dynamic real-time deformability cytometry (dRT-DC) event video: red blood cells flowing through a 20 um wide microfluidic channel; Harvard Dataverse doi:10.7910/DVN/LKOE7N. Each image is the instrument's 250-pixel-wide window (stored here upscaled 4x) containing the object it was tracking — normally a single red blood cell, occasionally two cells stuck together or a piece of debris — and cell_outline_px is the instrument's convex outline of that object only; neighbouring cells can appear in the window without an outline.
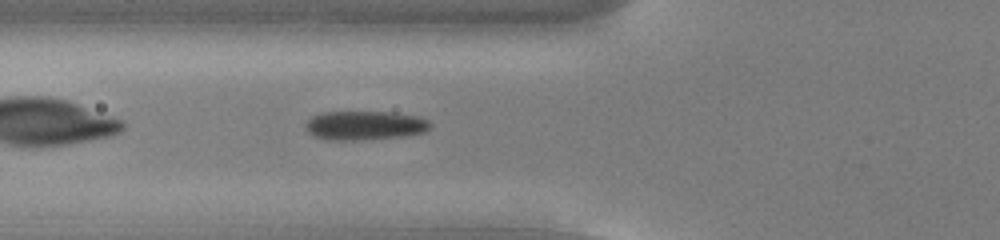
{"species": "common noctule bat (a hibernating species)", "species_latin": "Nyctalus noctula", "temperature_condition": "cold", "stored_images_in_passage": 38, "camera_frame_rate_fps": 3000, "um_per_image_px": 0.085, "animal": {"sex": "male", "body_mass_g": 13.0, "forearm_length_mm": 53.1}, "frame": {"image": 1, "passage_image": 4, "time_ms": 1.0, "image_size_px": [1000, 240], "cell_outline_px": [[432, 124], [424, 132], [404, 136], [356, 140], [328, 140], [316, 136], [308, 132], [304, 124], [312, 116], [320, 112], [392, 112], [420, 116], [428, 120]], "centroid_in_image_um": [31.01, 10.65], "position_along_channel_um": 94.8, "area_um2": 21.15}}
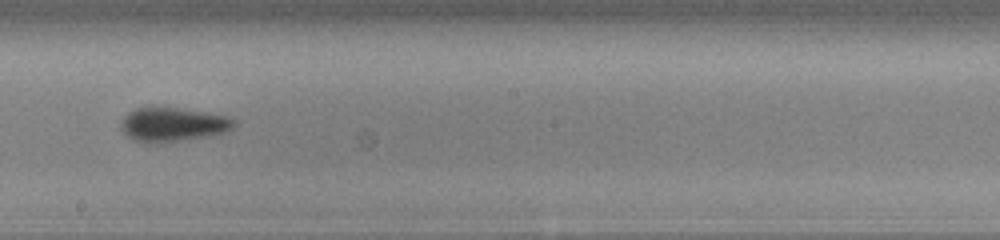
{"frame": {"image": 2, "passage_image": 15, "time_ms": 4.667, "image_size_px": [1000, 240], "cell_outline_px": [[236, 124], [232, 128], [224, 132], [212, 136], [156, 144], [152, 144], [136, 140], [128, 136], [120, 128], [120, 124], [124, 116], [128, 112], [136, 108], [156, 104], [208, 112], [224, 116], [236, 120]], "centroid_in_image_um": [14.66, 10.55], "position_along_channel_um": 233.5, "area_um2": 23.18}}
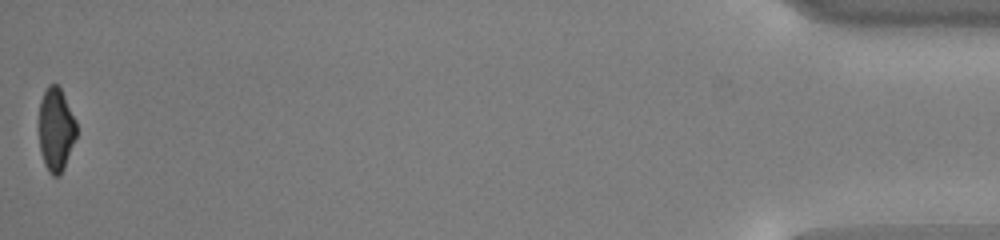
{"frame": {"image": 3, "passage_image": 38, "time_ms": 12.333, "image_size_px": [1000, 240], "cell_outline_px": [[76, 136], [64, 168], [56, 176], [52, 176], [48, 172], [44, 164], [40, 152], [40, 100], [48, 84], [56, 84], [60, 88], [76, 120]], "centroid_in_image_um": [4.75, 11.01], "position_along_channel_um": 430.4, "area_um2": 17.98}, "authors_computed_cell_mechanics": {"area_um2": 21.097, "velocity_mm_per_s": 3.782, "shape_relaxation_time_tau1_ms": 2.945, "shape_relaxation_time_tau2_ms": 6.8376, "deformation_change_tau1": 0.1012, "deformation_change_tau2": 0.1179}}